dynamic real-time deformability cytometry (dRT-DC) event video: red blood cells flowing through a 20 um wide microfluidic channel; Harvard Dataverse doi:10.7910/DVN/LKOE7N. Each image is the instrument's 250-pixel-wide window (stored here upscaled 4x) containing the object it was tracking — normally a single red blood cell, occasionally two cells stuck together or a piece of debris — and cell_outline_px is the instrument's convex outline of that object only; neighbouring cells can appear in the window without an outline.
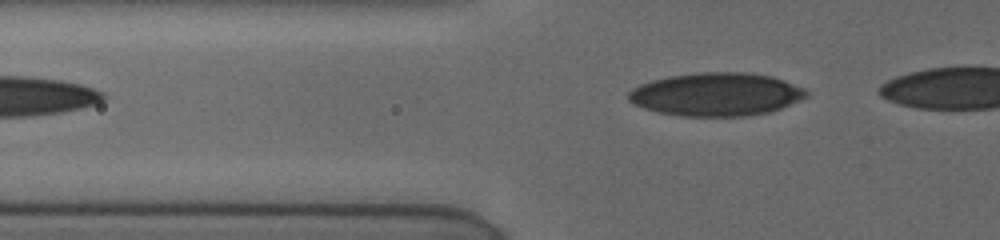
{"species": "human", "species_latin": "Homo sapiens", "temperature_condition": "cold", "stored_images_in_passage": 6, "camera_frame_rate_fps": 3000, "um_per_image_px": 0.085, "donor": {"sex": "female"}, "frame": {"image": 1, "passage_image": 6, "time_ms": 1.667, "image_size_px": [1000, 240], "cell_outline_px": [[808, 96], [800, 100], [780, 108], [768, 112], [748, 116], [680, 116], [656, 112], [644, 108], [628, 100], [628, 92], [632, 88], [640, 84], [652, 80], [672, 76], [700, 72], [748, 72], [772, 76], [784, 80], [804, 88], [808, 92]], "centroid_in_image_um": [60.88, 8.02], "position_along_channel_um": 64.9, "area_um2": 44.8}}